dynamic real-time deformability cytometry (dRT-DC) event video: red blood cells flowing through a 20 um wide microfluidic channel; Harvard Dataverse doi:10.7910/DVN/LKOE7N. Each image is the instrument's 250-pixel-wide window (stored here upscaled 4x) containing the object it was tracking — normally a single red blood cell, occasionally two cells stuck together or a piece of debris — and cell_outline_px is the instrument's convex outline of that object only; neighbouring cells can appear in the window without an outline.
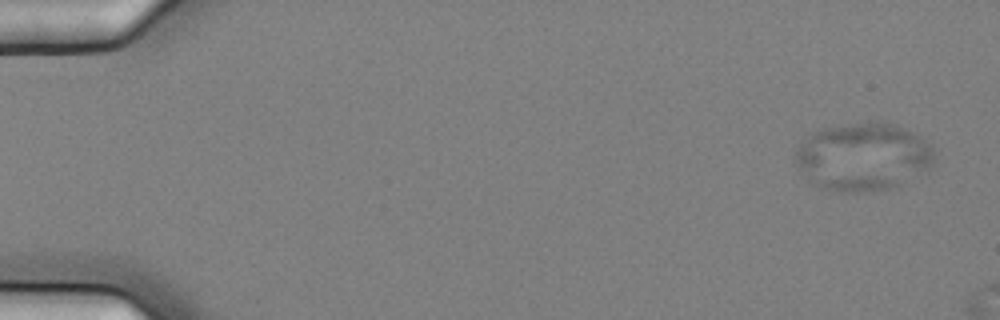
{"species": "common noctule bat (a hibernating species)", "species_latin": "Nyctalus noctula", "temperature_condition": "cold", "stored_images_in_passage": 4, "segment_of_instrument_passage": [1, 2], "camera_frame_rate_fps": 3000, "um_per_image_px": 0.085, "animal": {"sex": "female", "body_mass_g": 25.1}, "frame": {"image": 1, "passage_image": 1, "time_ms": 0.0, "image_size_px": [1000, 320], "cell_outline_px": [[932, 164], [896, 184], [888, 188], [872, 192], [840, 192], [820, 188], [812, 184], [808, 180], [796, 164], [796, 152], [800, 144], [808, 136], [824, 128], [872, 120], [896, 124], [920, 136], [932, 148]], "centroid_in_image_um": [73.29, 13.31], "position_along_channel_um": 11.7, "area_um2": 54.1}}